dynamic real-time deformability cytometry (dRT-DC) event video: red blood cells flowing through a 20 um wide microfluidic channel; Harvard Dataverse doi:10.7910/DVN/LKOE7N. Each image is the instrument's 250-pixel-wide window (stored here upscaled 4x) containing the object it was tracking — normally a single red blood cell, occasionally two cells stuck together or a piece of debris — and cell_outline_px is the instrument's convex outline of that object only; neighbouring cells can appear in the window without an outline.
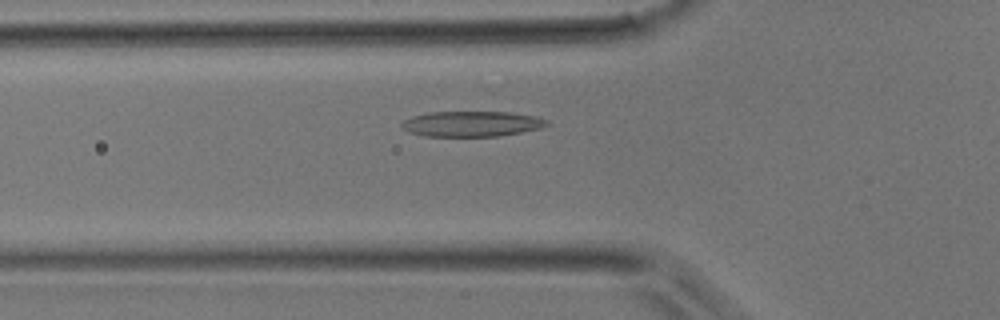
{"species": "common noctule bat (a hibernating species)", "species_latin": "Nyctalus noctula", "temperature_condition": "room temperature", "stored_images_in_passage": 41, "camera_frame_rate_fps": 3000, "um_per_image_px": 0.085, "animal": {"sex": "male", "body_mass_g": 17.9}, "frame": {"image": 1, "passage_image": 12, "time_ms": 3.667, "image_size_px": [1000, 320], "cell_outline_px": [[548, 124], [540, 128], [500, 136], [424, 136], [408, 132], [400, 128], [400, 124], [404, 120], [412, 116], [428, 112], [508, 112], [536, 116], [548, 120]], "centroid_in_image_um": [40.04, 10.52], "position_along_channel_um": 85.8, "area_um2": 21.56}}
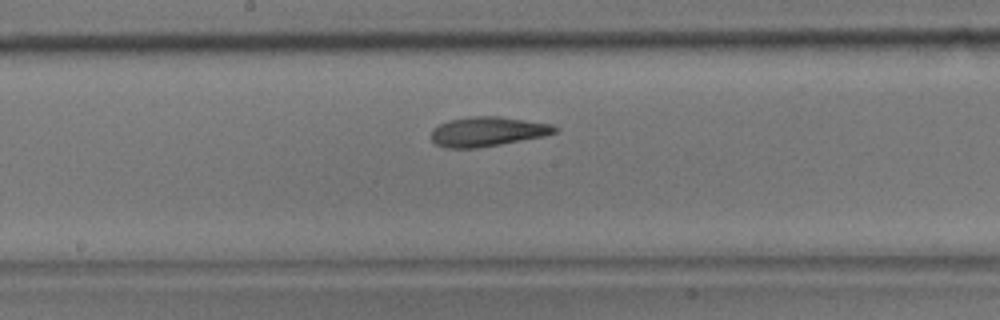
{"frame": {"image": 2, "passage_image": 20, "time_ms": 6.333, "image_size_px": [1000, 320], "cell_outline_px": [[560, 128], [556, 132], [544, 136], [500, 144], [476, 148], [444, 148], [436, 144], [432, 140], [432, 128], [448, 120], [468, 116], [496, 116], [552, 124]], "centroid_in_image_um": [41.42, 11.18], "position_along_channel_um": 206.8, "area_um2": 21.27}}
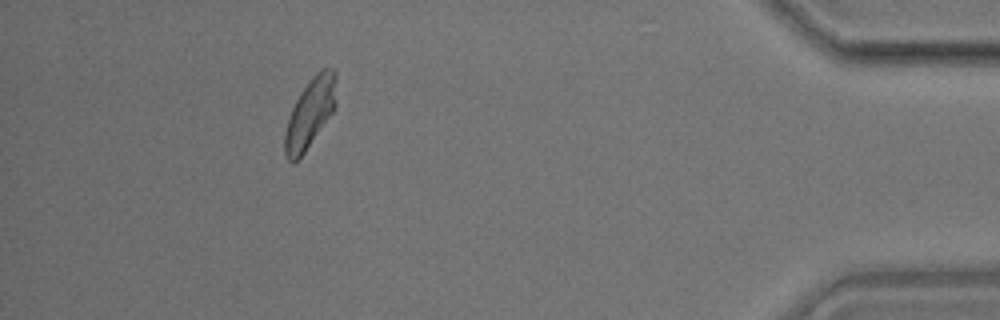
{"frame": {"image": 3, "passage_image": 37, "time_ms": 12.0, "image_size_px": [1000, 320], "cell_outline_px": [[336, 108], [304, 152], [292, 164], [288, 160], [284, 152], [284, 132], [292, 108], [300, 92], [312, 76], [320, 68], [332, 68], [336, 72]], "centroid_in_image_um": [26.37, 9.58], "position_along_channel_um": 408.8, "area_um2": 20.87}}